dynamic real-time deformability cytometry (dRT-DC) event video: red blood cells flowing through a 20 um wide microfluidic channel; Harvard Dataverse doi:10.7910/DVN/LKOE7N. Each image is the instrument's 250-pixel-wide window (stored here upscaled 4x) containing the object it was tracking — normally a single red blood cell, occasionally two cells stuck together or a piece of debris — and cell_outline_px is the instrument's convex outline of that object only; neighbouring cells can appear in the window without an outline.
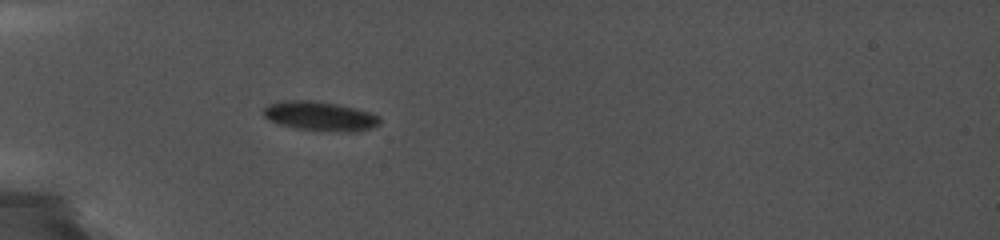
{"species": "common noctule bat (a hibernating species)", "species_latin": "Nyctalus noctula", "temperature_condition": "cold", "stored_images_in_passage": 70, "camera_frame_rate_fps": 5000, "um_per_image_px": 0.085, "animal": {"sex": "female", "body_mass_g": 19.0, "forearm_length_mm": 56.7}, "frame": {"image": 1, "passage_image": 1, "time_ms": 0.0, "image_size_px": [1000, 240], "cell_outline_px": [[380, 124], [356, 132], [344, 132], [296, 128], [280, 124], [264, 116], [264, 108], [268, 104], [280, 100], [312, 100], [336, 104], [356, 108], [380, 116]], "centroid_in_image_um": [27.21, 9.86], "position_along_channel_um": 57.8, "area_um2": 19.71}}
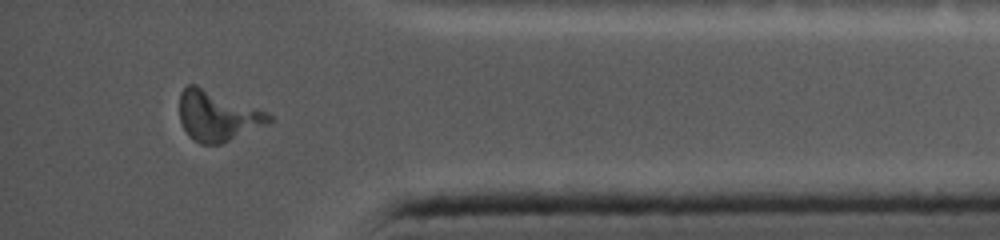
{"frame": {"image": 2, "passage_image": 61, "time_ms": 10.2, "image_size_px": [1000, 240], "cell_outline_px": [[276, 120], [268, 124], [220, 144], [200, 144], [188, 136], [180, 120], [180, 92], [188, 84], [196, 84], [268, 112]], "centroid_in_image_um": [18.49, 9.85], "position_along_channel_um": 416.7, "area_um2": 26.24}}